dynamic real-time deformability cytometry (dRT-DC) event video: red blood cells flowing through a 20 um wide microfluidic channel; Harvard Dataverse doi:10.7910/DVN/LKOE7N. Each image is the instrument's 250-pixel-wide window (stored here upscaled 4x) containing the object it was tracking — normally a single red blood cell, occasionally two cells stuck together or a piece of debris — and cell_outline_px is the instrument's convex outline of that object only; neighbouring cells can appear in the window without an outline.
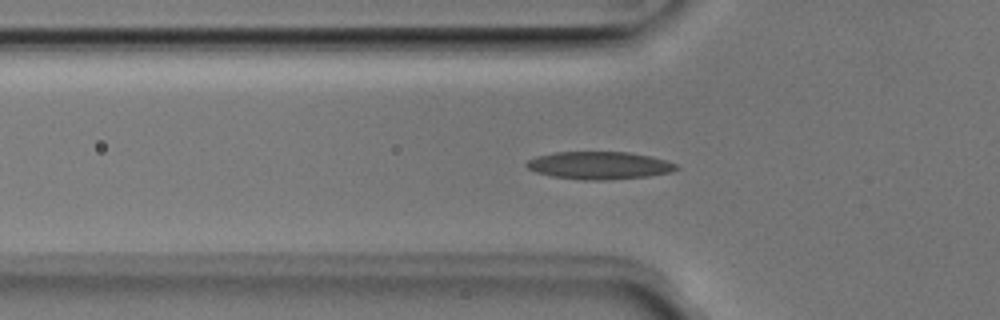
{"species": "Egyptian fruit bat (a non-hibernating species)", "species_latin": "Rousettus aegyptiacus", "temperature_condition": "room temperature", "stored_images_in_passage": 42, "camera_frame_rate_fps": 3000, "um_per_image_px": 0.085, "animal": {"sex": "male"}, "frame": {"image": 1, "passage_image": 11, "time_ms": 3.333, "image_size_px": [1000, 320], "cell_outline_px": [[680, 168], [672, 172], [648, 176], [608, 180], [584, 180], [552, 176], [536, 172], [528, 168], [524, 164], [528, 160], [536, 156], [556, 152], [628, 152], [652, 156], [676, 164]], "centroid_in_image_um": [50.95, 14.06], "position_along_channel_um": 74.9, "area_um2": 24.16}}
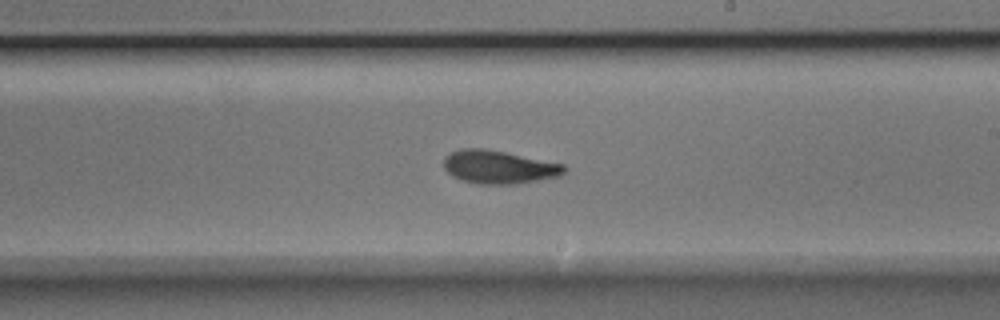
{"frame": {"image": 2, "passage_image": 24, "time_ms": 7.667, "image_size_px": [1000, 320], "cell_outline_px": [[568, 168], [560, 176], [512, 184], [480, 184], [460, 180], [452, 176], [444, 168], [444, 156], [460, 148], [484, 148], [564, 164]], "centroid_in_image_um": [42.37, 14.19], "position_along_channel_um": 246.6, "area_um2": 23.24}}
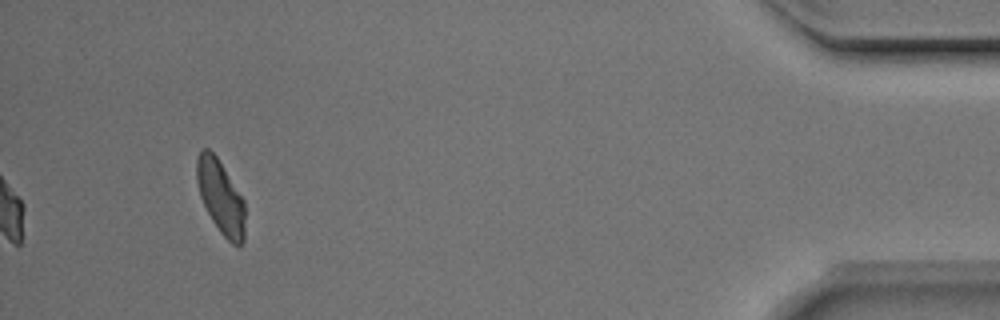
{"frame": {"image": 3, "passage_image": 42, "time_ms": 13.667, "image_size_px": [1000, 320], "cell_outline_px": [[244, 240], [240, 244], [232, 244], [220, 232], [212, 220], [200, 196], [196, 180], [196, 160], [200, 152], [204, 148], [208, 148], [216, 156], [244, 200]], "centroid_in_image_um": [18.74, 16.73], "position_along_channel_um": 416.5, "area_um2": 20.35}, "authors_computed_cell_mechanics": {"area_um2": 23.0044, "velocity_mm_per_s": 3.9607, "shape_relaxation_time_tau1_ms": 2.4931, "shape_relaxation_time_tau2_ms": 1.656, "deformation_change_tau1": 0.1406, "deformation_change_tau2": 0.0886}}